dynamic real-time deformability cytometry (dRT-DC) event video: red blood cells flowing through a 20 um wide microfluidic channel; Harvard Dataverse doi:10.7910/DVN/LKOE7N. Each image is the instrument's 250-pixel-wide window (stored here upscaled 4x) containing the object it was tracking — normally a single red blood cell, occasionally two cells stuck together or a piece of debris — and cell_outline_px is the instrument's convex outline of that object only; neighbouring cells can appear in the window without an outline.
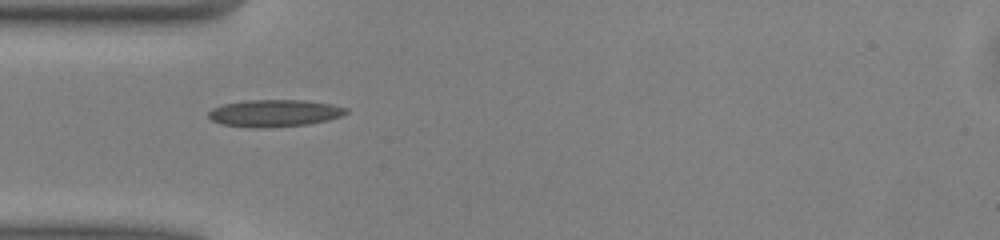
{"species": "common noctule bat (a hibernating species)", "species_latin": "Nyctalus noctula", "temperature_condition": "warm", "stored_images_in_passage": 36, "camera_frame_rate_fps": 3000, "um_per_image_px": 0.085, "animal": {"sex": "male", "body_mass_g": 13.0, "forearm_length_mm": 53.1}, "frame": {"image": 1, "passage_image": 1, "time_ms": 0.0, "image_size_px": [1000, 240], "cell_outline_px": [[348, 112], [340, 116], [328, 120], [308, 124], [264, 128], [252, 128], [220, 124], [212, 120], [208, 116], [208, 112], [212, 108], [224, 104], [244, 100], [304, 100], [332, 104], [348, 108]], "centroid_in_image_um": [23.31, 9.62], "position_along_channel_um": 61.7, "area_um2": 21.85}}
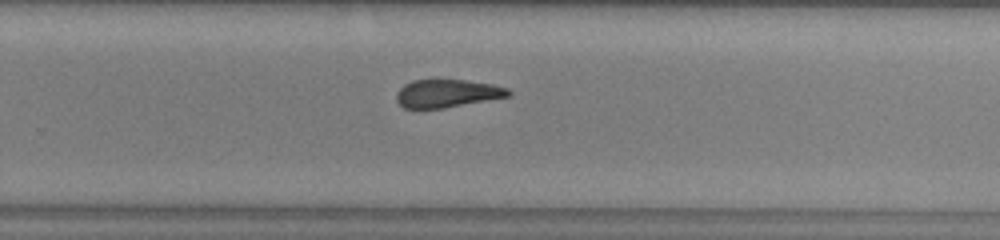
{"frame": {"image": 2, "passage_image": 18, "time_ms": 5.667, "image_size_px": [1000, 240], "cell_outline_px": [[512, 96], [444, 108], [404, 108], [396, 100], [396, 92], [404, 84], [412, 80], [464, 80], [492, 84], [508, 88], [512, 92]], "centroid_in_image_um": [38.03, 7.94], "position_along_channel_um": 291.8, "area_um2": 18.32}}
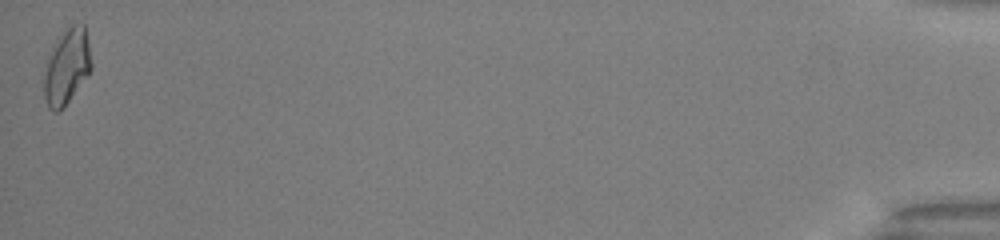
{"frame": {"image": 3, "passage_image": 36, "time_ms": 11.667, "image_size_px": [1000, 240], "cell_outline_px": [[92, 68], [60, 112], [52, 112], [48, 108], [44, 96], [44, 76], [48, 60], [56, 44], [64, 32], [72, 24], [84, 24], [92, 64]], "centroid_in_image_um": [5.68, 5.73], "position_along_channel_um": 429.5, "area_um2": 20.0}, "authors_computed_cell_mechanics": {"area_um2": 19.5364, "velocity_mm_per_s": 4.0742, "shape_relaxation_time_tau1_ms": 4.2899, "shape_relaxation_time_tau2_ms": 2.1629, "deformation_change_tau1": 0.1402, "deformation_change_tau2": 0.0915}}